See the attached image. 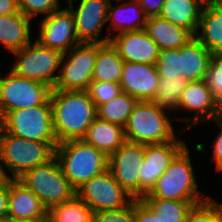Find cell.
<instances>
[{"label": "cell", "instance_id": "1", "mask_svg": "<svg viewBox=\"0 0 222 222\" xmlns=\"http://www.w3.org/2000/svg\"><path fill=\"white\" fill-rule=\"evenodd\" d=\"M53 130L58 144L82 139L97 118V107L87 91L52 90Z\"/></svg>", "mask_w": 222, "mask_h": 222}, {"label": "cell", "instance_id": "2", "mask_svg": "<svg viewBox=\"0 0 222 222\" xmlns=\"http://www.w3.org/2000/svg\"><path fill=\"white\" fill-rule=\"evenodd\" d=\"M55 157L75 190L108 169V157L82 139L59 143L55 148Z\"/></svg>", "mask_w": 222, "mask_h": 222}, {"label": "cell", "instance_id": "3", "mask_svg": "<svg viewBox=\"0 0 222 222\" xmlns=\"http://www.w3.org/2000/svg\"><path fill=\"white\" fill-rule=\"evenodd\" d=\"M189 149L187 145L174 157L169 168L157 180L152 191L142 199H167L193 201L200 204L208 198L197 189Z\"/></svg>", "mask_w": 222, "mask_h": 222}, {"label": "cell", "instance_id": "4", "mask_svg": "<svg viewBox=\"0 0 222 222\" xmlns=\"http://www.w3.org/2000/svg\"><path fill=\"white\" fill-rule=\"evenodd\" d=\"M165 111L152 101H137L124 127L126 141L148 145L175 140L171 118Z\"/></svg>", "mask_w": 222, "mask_h": 222}, {"label": "cell", "instance_id": "5", "mask_svg": "<svg viewBox=\"0 0 222 222\" xmlns=\"http://www.w3.org/2000/svg\"><path fill=\"white\" fill-rule=\"evenodd\" d=\"M58 143L30 141L0 130V164L10 171L11 179L19 178L23 173L38 167L55 156Z\"/></svg>", "mask_w": 222, "mask_h": 222}, {"label": "cell", "instance_id": "6", "mask_svg": "<svg viewBox=\"0 0 222 222\" xmlns=\"http://www.w3.org/2000/svg\"><path fill=\"white\" fill-rule=\"evenodd\" d=\"M17 180L41 200L47 211L76 195V190L65 177L55 156L26 171Z\"/></svg>", "mask_w": 222, "mask_h": 222}, {"label": "cell", "instance_id": "7", "mask_svg": "<svg viewBox=\"0 0 222 222\" xmlns=\"http://www.w3.org/2000/svg\"><path fill=\"white\" fill-rule=\"evenodd\" d=\"M1 123L8 134L30 141L58 143L53 130L50 98L43 105L8 112Z\"/></svg>", "mask_w": 222, "mask_h": 222}, {"label": "cell", "instance_id": "8", "mask_svg": "<svg viewBox=\"0 0 222 222\" xmlns=\"http://www.w3.org/2000/svg\"><path fill=\"white\" fill-rule=\"evenodd\" d=\"M103 45L79 43L63 54L60 74L52 90L86 91L92 82L98 50Z\"/></svg>", "mask_w": 222, "mask_h": 222}, {"label": "cell", "instance_id": "9", "mask_svg": "<svg viewBox=\"0 0 222 222\" xmlns=\"http://www.w3.org/2000/svg\"><path fill=\"white\" fill-rule=\"evenodd\" d=\"M12 53L17 60L10 71L19 77L45 83L53 88L58 79V74L54 73L61 66L63 57L60 51L44 47L35 41Z\"/></svg>", "mask_w": 222, "mask_h": 222}, {"label": "cell", "instance_id": "10", "mask_svg": "<svg viewBox=\"0 0 222 222\" xmlns=\"http://www.w3.org/2000/svg\"><path fill=\"white\" fill-rule=\"evenodd\" d=\"M52 88L35 80L19 77L12 71L0 76V117L10 111L43 105L51 95Z\"/></svg>", "mask_w": 222, "mask_h": 222}, {"label": "cell", "instance_id": "11", "mask_svg": "<svg viewBox=\"0 0 222 222\" xmlns=\"http://www.w3.org/2000/svg\"><path fill=\"white\" fill-rule=\"evenodd\" d=\"M76 195L93 212L118 210L128 206L134 200L114 179L108 169L85 182L76 190Z\"/></svg>", "mask_w": 222, "mask_h": 222}, {"label": "cell", "instance_id": "12", "mask_svg": "<svg viewBox=\"0 0 222 222\" xmlns=\"http://www.w3.org/2000/svg\"><path fill=\"white\" fill-rule=\"evenodd\" d=\"M185 146L186 143L179 138L164 143L145 145V155L139 171V199L152 191L157 180Z\"/></svg>", "mask_w": 222, "mask_h": 222}, {"label": "cell", "instance_id": "13", "mask_svg": "<svg viewBox=\"0 0 222 222\" xmlns=\"http://www.w3.org/2000/svg\"><path fill=\"white\" fill-rule=\"evenodd\" d=\"M144 155L145 145L126 141L108 157V170L134 199H139V171Z\"/></svg>", "mask_w": 222, "mask_h": 222}, {"label": "cell", "instance_id": "14", "mask_svg": "<svg viewBox=\"0 0 222 222\" xmlns=\"http://www.w3.org/2000/svg\"><path fill=\"white\" fill-rule=\"evenodd\" d=\"M77 9L73 0H68L69 9L75 20V30L79 43L107 44L111 35L99 39L101 30L107 23V12L110 0H80Z\"/></svg>", "mask_w": 222, "mask_h": 222}, {"label": "cell", "instance_id": "15", "mask_svg": "<svg viewBox=\"0 0 222 222\" xmlns=\"http://www.w3.org/2000/svg\"><path fill=\"white\" fill-rule=\"evenodd\" d=\"M40 45L65 54L79 44L75 20L69 8L57 10L42 19L39 28Z\"/></svg>", "mask_w": 222, "mask_h": 222}, {"label": "cell", "instance_id": "16", "mask_svg": "<svg viewBox=\"0 0 222 222\" xmlns=\"http://www.w3.org/2000/svg\"><path fill=\"white\" fill-rule=\"evenodd\" d=\"M196 111L195 115L190 118H184L185 124L191 127L192 124H201L204 121L213 120L222 116V106L213 97L210 88L205 80L188 82L181 94L178 109ZM192 122L191 124L187 123ZM190 125V126H189Z\"/></svg>", "mask_w": 222, "mask_h": 222}, {"label": "cell", "instance_id": "17", "mask_svg": "<svg viewBox=\"0 0 222 222\" xmlns=\"http://www.w3.org/2000/svg\"><path fill=\"white\" fill-rule=\"evenodd\" d=\"M158 80L156 65L124 62L119 84L124 93L137 101H152L157 92Z\"/></svg>", "mask_w": 222, "mask_h": 222}, {"label": "cell", "instance_id": "18", "mask_svg": "<svg viewBox=\"0 0 222 222\" xmlns=\"http://www.w3.org/2000/svg\"><path fill=\"white\" fill-rule=\"evenodd\" d=\"M110 43L124 62L152 65L157 63L160 49L144 29L116 34L111 37Z\"/></svg>", "mask_w": 222, "mask_h": 222}, {"label": "cell", "instance_id": "19", "mask_svg": "<svg viewBox=\"0 0 222 222\" xmlns=\"http://www.w3.org/2000/svg\"><path fill=\"white\" fill-rule=\"evenodd\" d=\"M47 209L41 200L17 179L9 180L7 219H43Z\"/></svg>", "mask_w": 222, "mask_h": 222}, {"label": "cell", "instance_id": "20", "mask_svg": "<svg viewBox=\"0 0 222 222\" xmlns=\"http://www.w3.org/2000/svg\"><path fill=\"white\" fill-rule=\"evenodd\" d=\"M82 140L109 157L126 142L125 130L120 125L97 117Z\"/></svg>", "mask_w": 222, "mask_h": 222}, {"label": "cell", "instance_id": "21", "mask_svg": "<svg viewBox=\"0 0 222 222\" xmlns=\"http://www.w3.org/2000/svg\"><path fill=\"white\" fill-rule=\"evenodd\" d=\"M144 30L158 45L160 51L181 48L194 38L189 30L174 25L160 16L148 17Z\"/></svg>", "mask_w": 222, "mask_h": 222}, {"label": "cell", "instance_id": "22", "mask_svg": "<svg viewBox=\"0 0 222 222\" xmlns=\"http://www.w3.org/2000/svg\"><path fill=\"white\" fill-rule=\"evenodd\" d=\"M205 3V0H165L159 16L195 35Z\"/></svg>", "mask_w": 222, "mask_h": 222}, {"label": "cell", "instance_id": "23", "mask_svg": "<svg viewBox=\"0 0 222 222\" xmlns=\"http://www.w3.org/2000/svg\"><path fill=\"white\" fill-rule=\"evenodd\" d=\"M202 34L194 37L212 54L222 51V5L216 0L205 3L199 24Z\"/></svg>", "mask_w": 222, "mask_h": 222}, {"label": "cell", "instance_id": "24", "mask_svg": "<svg viewBox=\"0 0 222 222\" xmlns=\"http://www.w3.org/2000/svg\"><path fill=\"white\" fill-rule=\"evenodd\" d=\"M212 55L194 37L181 47V76L188 82L204 80Z\"/></svg>", "mask_w": 222, "mask_h": 222}, {"label": "cell", "instance_id": "25", "mask_svg": "<svg viewBox=\"0 0 222 222\" xmlns=\"http://www.w3.org/2000/svg\"><path fill=\"white\" fill-rule=\"evenodd\" d=\"M30 18L21 12L0 15V42L10 52L21 50L30 42Z\"/></svg>", "mask_w": 222, "mask_h": 222}, {"label": "cell", "instance_id": "26", "mask_svg": "<svg viewBox=\"0 0 222 222\" xmlns=\"http://www.w3.org/2000/svg\"><path fill=\"white\" fill-rule=\"evenodd\" d=\"M147 18L137 0L124 2L118 7L109 3L107 22L111 20L112 30L119 31L118 34L145 29Z\"/></svg>", "mask_w": 222, "mask_h": 222}, {"label": "cell", "instance_id": "27", "mask_svg": "<svg viewBox=\"0 0 222 222\" xmlns=\"http://www.w3.org/2000/svg\"><path fill=\"white\" fill-rule=\"evenodd\" d=\"M124 60L111 43L104 44L97 53L92 81L120 83Z\"/></svg>", "mask_w": 222, "mask_h": 222}, {"label": "cell", "instance_id": "28", "mask_svg": "<svg viewBox=\"0 0 222 222\" xmlns=\"http://www.w3.org/2000/svg\"><path fill=\"white\" fill-rule=\"evenodd\" d=\"M94 212L77 195L71 200L53 206L47 216L54 222H93Z\"/></svg>", "mask_w": 222, "mask_h": 222}, {"label": "cell", "instance_id": "29", "mask_svg": "<svg viewBox=\"0 0 222 222\" xmlns=\"http://www.w3.org/2000/svg\"><path fill=\"white\" fill-rule=\"evenodd\" d=\"M137 100L127 93H121L113 100L97 107V117L125 127Z\"/></svg>", "mask_w": 222, "mask_h": 222}, {"label": "cell", "instance_id": "30", "mask_svg": "<svg viewBox=\"0 0 222 222\" xmlns=\"http://www.w3.org/2000/svg\"><path fill=\"white\" fill-rule=\"evenodd\" d=\"M188 81L182 76L170 79L159 78L157 92L152 102L165 110L178 109L181 94Z\"/></svg>", "mask_w": 222, "mask_h": 222}, {"label": "cell", "instance_id": "31", "mask_svg": "<svg viewBox=\"0 0 222 222\" xmlns=\"http://www.w3.org/2000/svg\"><path fill=\"white\" fill-rule=\"evenodd\" d=\"M156 215L168 222H186L190 209L196 205L193 201L167 199H142Z\"/></svg>", "mask_w": 222, "mask_h": 222}, {"label": "cell", "instance_id": "32", "mask_svg": "<svg viewBox=\"0 0 222 222\" xmlns=\"http://www.w3.org/2000/svg\"><path fill=\"white\" fill-rule=\"evenodd\" d=\"M181 48L161 50L156 63L159 78L181 76Z\"/></svg>", "mask_w": 222, "mask_h": 222}, {"label": "cell", "instance_id": "33", "mask_svg": "<svg viewBox=\"0 0 222 222\" xmlns=\"http://www.w3.org/2000/svg\"><path fill=\"white\" fill-rule=\"evenodd\" d=\"M186 222H222V204L208 198L190 209Z\"/></svg>", "mask_w": 222, "mask_h": 222}, {"label": "cell", "instance_id": "34", "mask_svg": "<svg viewBox=\"0 0 222 222\" xmlns=\"http://www.w3.org/2000/svg\"><path fill=\"white\" fill-rule=\"evenodd\" d=\"M86 91L96 107L108 103L123 93L120 84L100 81H92Z\"/></svg>", "mask_w": 222, "mask_h": 222}, {"label": "cell", "instance_id": "35", "mask_svg": "<svg viewBox=\"0 0 222 222\" xmlns=\"http://www.w3.org/2000/svg\"><path fill=\"white\" fill-rule=\"evenodd\" d=\"M204 80L213 97L222 106V51L213 53Z\"/></svg>", "mask_w": 222, "mask_h": 222}, {"label": "cell", "instance_id": "36", "mask_svg": "<svg viewBox=\"0 0 222 222\" xmlns=\"http://www.w3.org/2000/svg\"><path fill=\"white\" fill-rule=\"evenodd\" d=\"M60 6L58 0H19L20 12L30 19L39 13L47 17L57 11Z\"/></svg>", "mask_w": 222, "mask_h": 222}, {"label": "cell", "instance_id": "37", "mask_svg": "<svg viewBox=\"0 0 222 222\" xmlns=\"http://www.w3.org/2000/svg\"><path fill=\"white\" fill-rule=\"evenodd\" d=\"M93 222H135L134 200L128 206L118 210L94 212Z\"/></svg>", "mask_w": 222, "mask_h": 222}, {"label": "cell", "instance_id": "38", "mask_svg": "<svg viewBox=\"0 0 222 222\" xmlns=\"http://www.w3.org/2000/svg\"><path fill=\"white\" fill-rule=\"evenodd\" d=\"M134 219L135 222H168L156 215L142 199H134Z\"/></svg>", "mask_w": 222, "mask_h": 222}, {"label": "cell", "instance_id": "39", "mask_svg": "<svg viewBox=\"0 0 222 222\" xmlns=\"http://www.w3.org/2000/svg\"><path fill=\"white\" fill-rule=\"evenodd\" d=\"M212 121H215L221 128L220 133L214 141L213 159L215 160V169L217 171H222V116L214 118Z\"/></svg>", "mask_w": 222, "mask_h": 222}, {"label": "cell", "instance_id": "40", "mask_svg": "<svg viewBox=\"0 0 222 222\" xmlns=\"http://www.w3.org/2000/svg\"><path fill=\"white\" fill-rule=\"evenodd\" d=\"M147 17L159 16L165 0H137Z\"/></svg>", "mask_w": 222, "mask_h": 222}, {"label": "cell", "instance_id": "41", "mask_svg": "<svg viewBox=\"0 0 222 222\" xmlns=\"http://www.w3.org/2000/svg\"><path fill=\"white\" fill-rule=\"evenodd\" d=\"M9 198V181L0 188V219H7Z\"/></svg>", "mask_w": 222, "mask_h": 222}, {"label": "cell", "instance_id": "42", "mask_svg": "<svg viewBox=\"0 0 222 222\" xmlns=\"http://www.w3.org/2000/svg\"><path fill=\"white\" fill-rule=\"evenodd\" d=\"M19 12V0H0V15H11Z\"/></svg>", "mask_w": 222, "mask_h": 222}, {"label": "cell", "instance_id": "43", "mask_svg": "<svg viewBox=\"0 0 222 222\" xmlns=\"http://www.w3.org/2000/svg\"><path fill=\"white\" fill-rule=\"evenodd\" d=\"M3 165L0 164V188H2L10 179L11 176H8V173L5 172Z\"/></svg>", "mask_w": 222, "mask_h": 222}, {"label": "cell", "instance_id": "44", "mask_svg": "<svg viewBox=\"0 0 222 222\" xmlns=\"http://www.w3.org/2000/svg\"><path fill=\"white\" fill-rule=\"evenodd\" d=\"M6 222H42V219H29V220L6 219Z\"/></svg>", "mask_w": 222, "mask_h": 222}, {"label": "cell", "instance_id": "45", "mask_svg": "<svg viewBox=\"0 0 222 222\" xmlns=\"http://www.w3.org/2000/svg\"><path fill=\"white\" fill-rule=\"evenodd\" d=\"M42 222H54V221L50 219L48 216H46L42 219Z\"/></svg>", "mask_w": 222, "mask_h": 222}, {"label": "cell", "instance_id": "46", "mask_svg": "<svg viewBox=\"0 0 222 222\" xmlns=\"http://www.w3.org/2000/svg\"><path fill=\"white\" fill-rule=\"evenodd\" d=\"M216 1L222 5V0H216Z\"/></svg>", "mask_w": 222, "mask_h": 222}, {"label": "cell", "instance_id": "47", "mask_svg": "<svg viewBox=\"0 0 222 222\" xmlns=\"http://www.w3.org/2000/svg\"><path fill=\"white\" fill-rule=\"evenodd\" d=\"M1 128H2V123H1V117H0V130H1Z\"/></svg>", "mask_w": 222, "mask_h": 222}, {"label": "cell", "instance_id": "48", "mask_svg": "<svg viewBox=\"0 0 222 222\" xmlns=\"http://www.w3.org/2000/svg\"><path fill=\"white\" fill-rule=\"evenodd\" d=\"M0 222H6V219H0Z\"/></svg>", "mask_w": 222, "mask_h": 222}]
</instances>
